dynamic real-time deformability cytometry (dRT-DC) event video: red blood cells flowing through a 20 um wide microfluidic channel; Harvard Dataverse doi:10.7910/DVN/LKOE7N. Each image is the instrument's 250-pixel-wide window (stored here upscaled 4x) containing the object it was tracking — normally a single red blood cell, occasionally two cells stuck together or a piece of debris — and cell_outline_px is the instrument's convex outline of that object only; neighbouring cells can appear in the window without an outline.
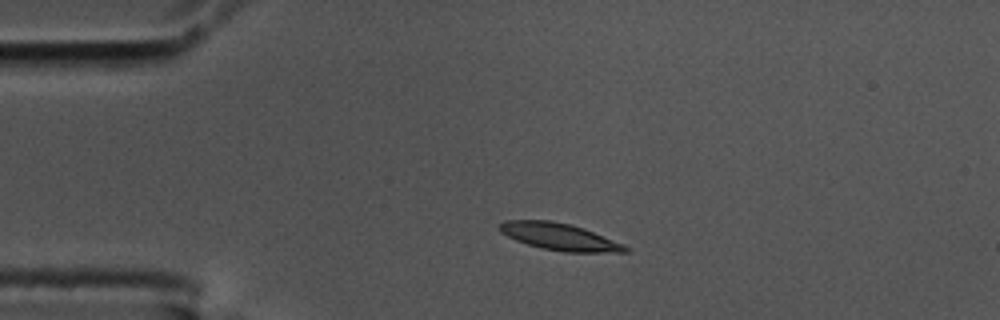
{"species": "common noctule bat (a hibernating species)", "species_latin": "Nyctalus noctula", "temperature_condition": "cold", "stored_images_in_passage": 45, "camera_frame_rate_fps": 3000, "um_per_image_px": 0.085, "animal": {"sex": "male", "body_mass_g": 17.5, "forearm_length_mm": 52.3}, "frame": {"image": 1, "passage_image": 1, "time_ms": 0.0, "image_size_px": [1000, 320], "cell_outline_px": [[628, 252], [564, 252], [540, 248], [516, 240], [500, 232], [496, 228], [504, 220], [548, 220], [568, 224], [584, 228], [624, 244], [628, 248]], "centroid_in_image_um": [47.53, 20.12], "position_along_channel_um": 37.5, "area_um2": 19.71}}
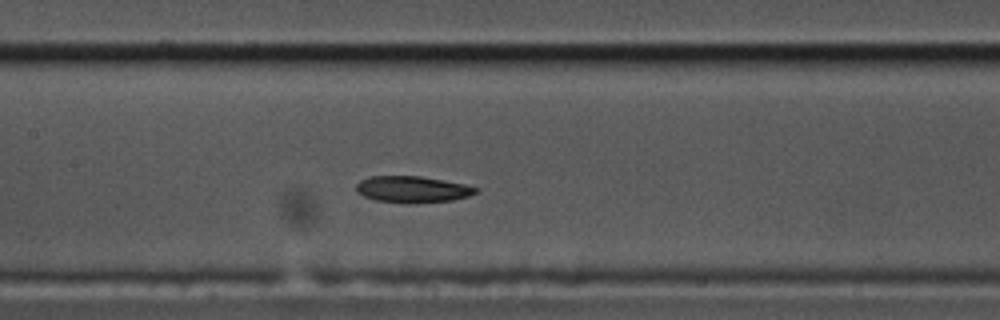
{"frame": {"image": 2, "passage_image": 15, "time_ms": 4.667, "image_size_px": [1000, 320], "cell_outline_px": [[480, 192], [468, 196], [452, 200], [412, 204], [408, 204], [376, 200], [364, 196], [356, 192], [356, 184], [360, 180], [368, 176], [420, 176], [444, 180], [464, 184], [480, 188]], "centroid_in_image_um": [35.07, 16.1], "position_along_channel_um": 172.3, "area_um2": 18.73}}
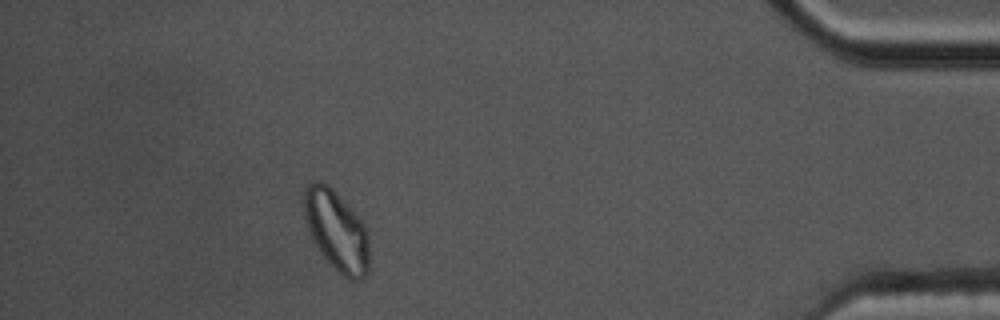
{"frame": {"image": 3, "passage_image": 39, "time_ms": 12.667, "image_size_px": [1000, 320], "cell_outline_px": [[368, 272], [360, 280], [348, 280], [320, 252], [308, 228], [304, 216], [304, 192], [308, 184], [312, 180], [320, 180], [332, 188], [364, 224], [368, 232]], "centroid_in_image_um": [28.61, 19.59], "position_along_channel_um": 406.6, "area_um2": 30.0}, "authors_computed_cell_mechanics": {"area_um2": 19.3052, "velocity_mm_per_s": 3.5755, "shape_relaxation_time_tau1_ms": null, "shape_relaxation_time_tau2_ms": 9.2369, "deformation_change_tau1": null, "deformation_change_tau2": 0.1621}}